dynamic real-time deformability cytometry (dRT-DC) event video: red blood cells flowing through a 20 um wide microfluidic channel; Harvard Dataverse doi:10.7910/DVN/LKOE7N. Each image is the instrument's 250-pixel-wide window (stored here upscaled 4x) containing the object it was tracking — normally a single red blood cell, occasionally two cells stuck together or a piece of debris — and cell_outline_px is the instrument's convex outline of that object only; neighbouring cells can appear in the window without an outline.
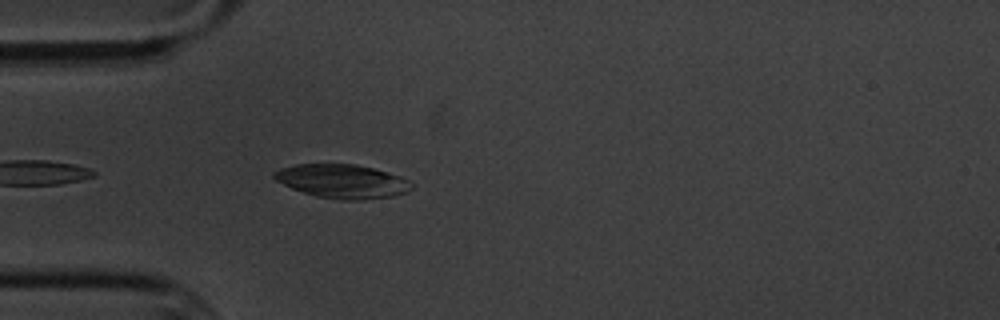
{"species": "common noctule bat (a hibernating species)", "species_latin": "Nyctalus noctula", "temperature_condition": "cold", "stored_images_in_passage": 2, "camera_frame_rate_fps": 3000, "um_per_image_px": 0.085, "animal": {"sex": "male", "body_mass_g": 20.1, "forearm_length_mm": 53.5}, "frame": {"image": 1, "passage_image": 2, "time_ms": 1.333, "image_size_px": [1000, 320], "cell_outline_px": [[416, 184], [408, 192], [392, 196], [356, 200], [340, 200], [316, 196], [292, 188], [276, 180], [272, 176], [272, 172], [280, 168], [296, 164], [356, 164], [372, 168], [400, 176]], "centroid_in_image_um": [29.1, 15.4], "position_along_channel_um": 55.9, "area_um2": 27.05}}